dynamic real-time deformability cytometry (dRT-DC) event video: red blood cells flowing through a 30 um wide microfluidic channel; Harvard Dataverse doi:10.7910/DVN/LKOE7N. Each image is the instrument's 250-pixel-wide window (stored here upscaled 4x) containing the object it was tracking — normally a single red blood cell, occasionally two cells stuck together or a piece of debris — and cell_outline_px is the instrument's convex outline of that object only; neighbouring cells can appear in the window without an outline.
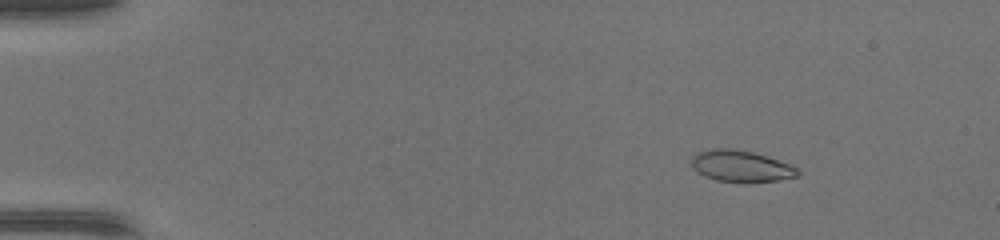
{"species": "common noctule bat (a hibernating species)", "species_latin": "Nyctalus noctula", "temperature_condition": "warm", "stored_images_in_passage": 48, "camera_frame_rate_fps": 3000, "um_per_image_px": 0.085, "animal": {"sex": "female", "body_mass_g": 17.0, "forearm_length_mm": 48.0}, "frame": {"image": 1, "passage_image": 7, "time_ms": 2.0, "image_size_px": [1000, 240], "cell_outline_px": [[800, 176], [780, 180], [716, 180], [704, 176], [696, 172], [692, 168], [692, 156], [696, 152], [712, 148], [732, 148], [752, 152], [788, 164], [796, 168], [800, 172]], "centroid_in_image_um": [62.92, 14.09], "position_along_channel_um": 22.1, "area_um2": 18.9}}
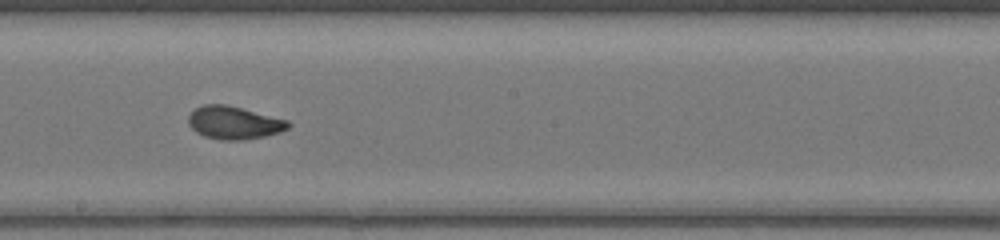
{"frame": {"image": 2, "passage_image": 28, "time_ms": 9.0, "image_size_px": [1000, 240], "cell_outline_px": [[292, 124], [288, 128], [280, 132], [264, 136], [244, 140], [220, 140], [204, 136], [196, 132], [188, 124], [188, 116], [196, 108], [204, 104], [228, 104], [288, 120]], "centroid_in_image_um": [19.89, 10.43], "position_along_channel_um": 228.3, "area_um2": 19.25}}
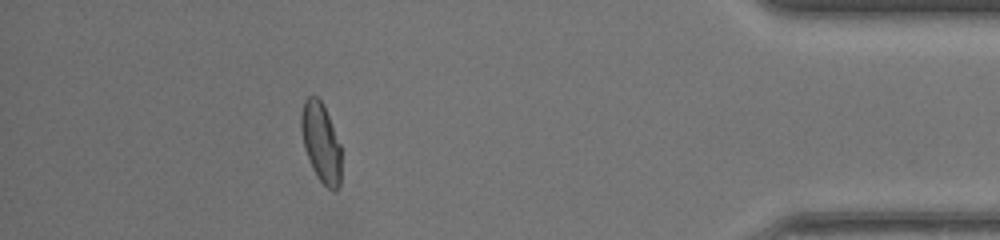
{"frame": {"image": 3, "passage_image": 43, "time_ms": 14.0, "image_size_px": [1000, 240], "cell_outline_px": [[340, 184], [332, 192], [316, 176], [312, 168], [304, 148], [300, 128], [300, 112], [304, 100], [308, 96], [316, 96], [324, 104], [340, 144]], "centroid_in_image_um": [27.25, 12.07], "position_along_channel_um": 407.9, "area_um2": 18.67}}